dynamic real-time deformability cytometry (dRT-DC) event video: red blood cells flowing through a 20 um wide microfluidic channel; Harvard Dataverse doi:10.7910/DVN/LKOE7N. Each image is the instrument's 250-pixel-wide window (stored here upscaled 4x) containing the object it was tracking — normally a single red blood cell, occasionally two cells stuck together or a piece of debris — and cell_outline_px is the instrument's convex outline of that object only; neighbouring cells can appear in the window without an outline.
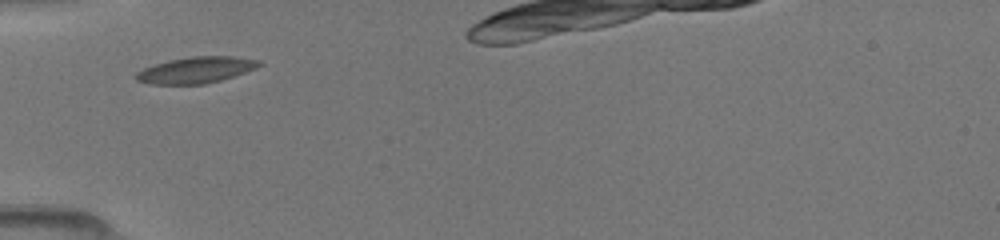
{"species": "common noctule bat (a hibernating species)", "species_latin": "Nyctalus noctula", "temperature_condition": "room temperature", "stored_images_in_passage": 28, "camera_frame_rate_fps": 3000, "um_per_image_px": 0.085, "animal": {"sex": "female", "body_mass_g": 19.5, "forearm_length_mm": 54.1}, "frame": {"image": 1, "passage_image": 1, "time_ms": 0.0, "image_size_px": [1000, 240], "cell_outline_px": [[264, 64], [256, 68], [220, 80], [204, 84], [148, 84], [136, 80], [136, 72], [144, 68], [168, 60], [192, 56], [232, 56], [260, 60]], "centroid_in_image_um": [16.66, 5.94], "position_along_channel_um": 68.3, "area_um2": 18.73}}
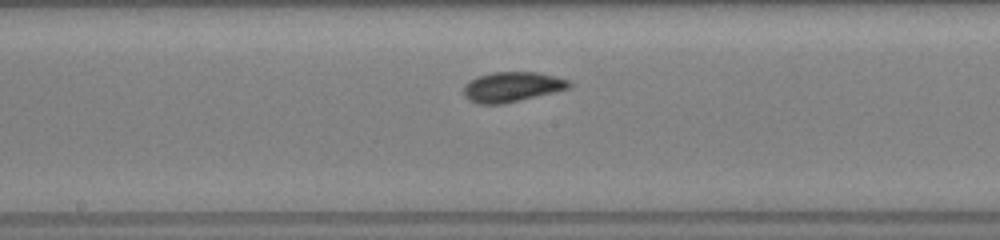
{"frame": {"image": 2, "passage_image": 11, "time_ms": 3.333, "image_size_px": [1000, 240], "cell_outline_px": [[572, 84], [568, 88], [504, 104], [480, 104], [468, 100], [464, 96], [464, 84], [468, 80], [476, 76], [492, 72], [536, 72], [556, 76], [568, 80]], "centroid_in_image_um": [43.46, 7.38], "position_along_channel_um": 204.7, "area_um2": 18.44}}
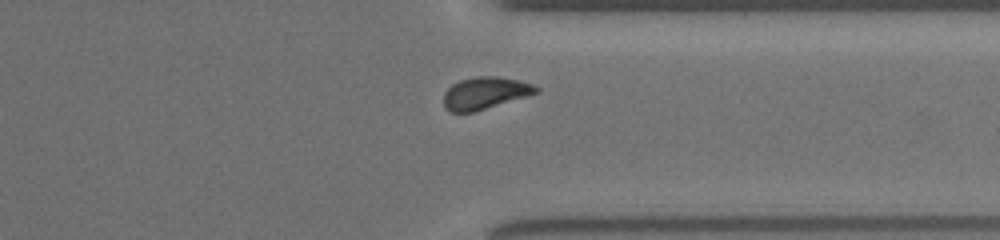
{"frame": {"image": 3, "passage_image": 23, "time_ms": 7.333, "image_size_px": [1000, 240], "cell_outline_px": [[540, 92], [528, 96], [472, 112], [452, 112], [444, 104], [444, 92], [452, 84], [460, 80], [480, 76], [496, 76], [520, 80], [532, 84], [540, 88]], "centroid_in_image_um": [41.27, 7.89], "position_along_channel_um": 370.1, "area_um2": 17.17}}